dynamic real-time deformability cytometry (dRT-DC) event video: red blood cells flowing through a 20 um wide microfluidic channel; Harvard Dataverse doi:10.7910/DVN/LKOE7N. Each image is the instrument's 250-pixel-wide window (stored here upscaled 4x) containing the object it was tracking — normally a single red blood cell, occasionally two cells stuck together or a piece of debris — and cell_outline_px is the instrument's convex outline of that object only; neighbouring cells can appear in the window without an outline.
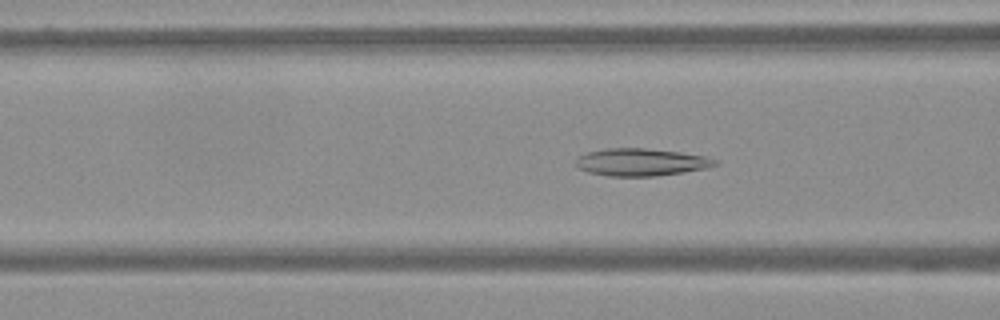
{"species": "Egyptian fruit bat (a non-hibernating species)", "species_latin": "Rousettus aegyptiacus", "temperature_condition": "warm", "stored_images_in_passage": 62, "camera_frame_rate_fps": 3000, "um_per_image_px": 0.085, "frame": {"image": 1, "passage_image": 25, "time_ms": 8.0, "image_size_px": [1000, 320], "cell_outline_px": [[720, 164], [704, 168], [656, 176], [608, 176], [588, 172], [580, 168], [576, 164], [576, 160], [580, 156], [588, 152], [608, 148], [644, 148], [680, 152], [704, 156], [720, 160]], "centroid_in_image_um": [54.52, 13.78], "position_along_channel_um": 112.1, "area_um2": 22.02}}
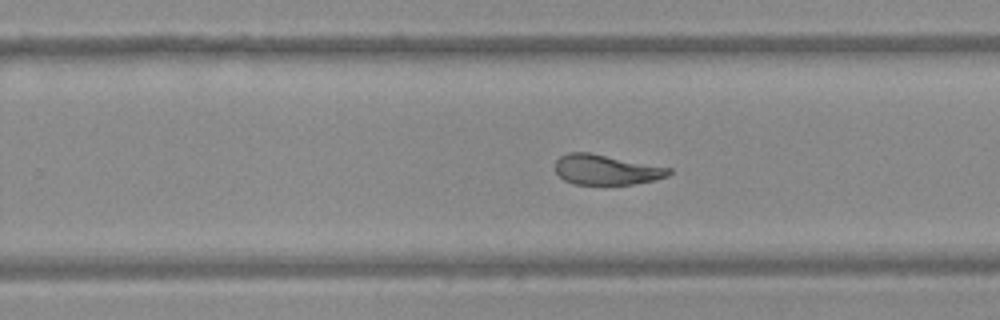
{"frame": {"image": 2, "passage_image": 40, "time_ms": 13.0, "image_size_px": [1000, 320], "cell_outline_px": [[672, 172], [668, 176], [656, 180], [632, 184], [572, 184], [564, 180], [556, 172], [556, 160], [560, 156], [568, 152], [588, 152], [672, 168]], "centroid_in_image_um": [51.54, 14.42], "position_along_channel_um": 278.3, "area_um2": 19.94}}
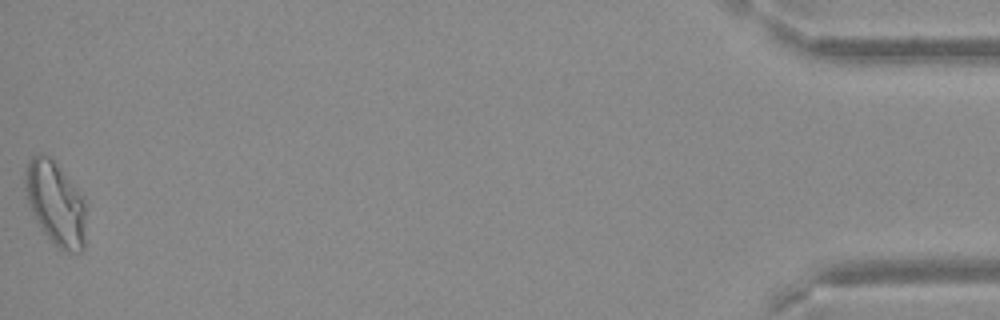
{"frame": {"image": 3, "passage_image": 62, "time_ms": 20.333, "image_size_px": [1000, 320], "cell_outline_px": [[84, 248], [80, 252], [68, 252], [56, 248], [40, 228], [28, 208], [24, 188], [24, 180], [28, 160], [32, 156], [48, 156], [52, 160], [84, 196]], "centroid_in_image_um": [4.69, 17.34], "position_along_channel_um": 430.5, "area_um2": 29.65}}